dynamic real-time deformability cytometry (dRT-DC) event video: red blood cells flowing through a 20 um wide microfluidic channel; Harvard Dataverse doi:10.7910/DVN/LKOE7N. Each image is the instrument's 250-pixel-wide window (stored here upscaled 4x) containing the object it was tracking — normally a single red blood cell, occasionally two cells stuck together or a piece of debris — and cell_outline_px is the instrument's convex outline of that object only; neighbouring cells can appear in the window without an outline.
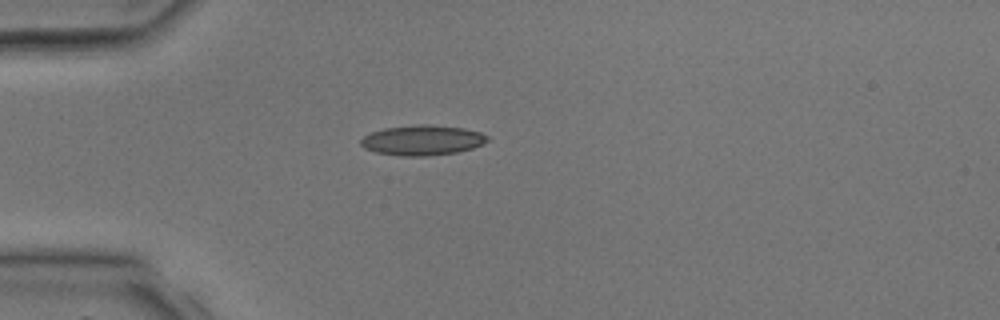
{"species": "common noctule bat (a hibernating species)", "species_latin": "Nyctalus noctula", "temperature_condition": "room temperature", "stored_images_in_passage": 1, "camera_frame_rate_fps": 3000, "um_per_image_px": 0.085, "animal": {"sex": "male", "body_mass_g": 17.9, "forearm_length_mm": 54.2}, "frame": {"image": 1, "passage_image": 1, "time_ms": 0.0, "image_size_px": [1000, 320], "cell_outline_px": [[488, 140], [484, 144], [472, 148], [456, 152], [424, 156], [400, 156], [376, 152], [364, 148], [360, 144], [360, 140], [364, 136], [372, 132], [384, 128], [420, 124], [432, 124], [464, 128], [480, 132], [488, 136]], "centroid_in_image_um": [35.9, 11.91], "position_along_channel_um": 49.1, "area_um2": 22.25}}